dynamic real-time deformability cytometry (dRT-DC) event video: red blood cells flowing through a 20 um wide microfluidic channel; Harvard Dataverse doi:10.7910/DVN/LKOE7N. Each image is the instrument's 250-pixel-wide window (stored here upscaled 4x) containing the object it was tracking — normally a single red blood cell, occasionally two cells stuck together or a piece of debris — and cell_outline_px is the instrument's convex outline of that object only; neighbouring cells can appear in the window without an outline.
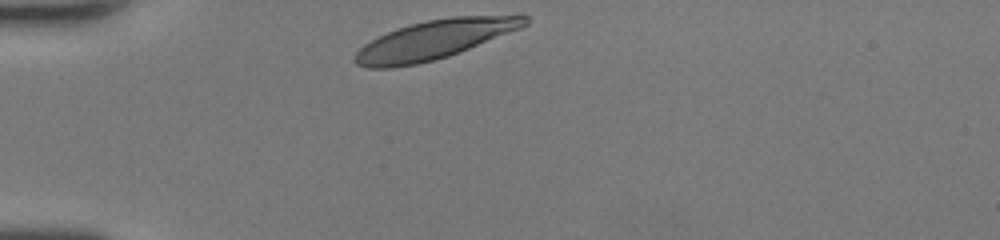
{"species": "human", "species_latin": "Homo sapiens", "temperature_condition": "room temperature", "stored_images_in_passage": 27, "camera_frame_rate_fps": 3000, "um_per_image_px": 0.085, "donor": {"sex": "female"}, "frame": {"image": 1, "passage_image": 1, "time_ms": 0.0, "image_size_px": [1000, 240], "cell_outline_px": [[528, 24], [520, 28], [448, 56], [416, 64], [392, 68], [368, 68], [356, 64], [352, 60], [356, 52], [364, 44], [388, 32], [412, 24], [428, 20], [452, 16], [520, 12], [524, 12], [528, 16]], "centroid_in_image_um": [37.03, 3.32], "position_along_channel_um": 48.0, "area_um2": 38.84}}
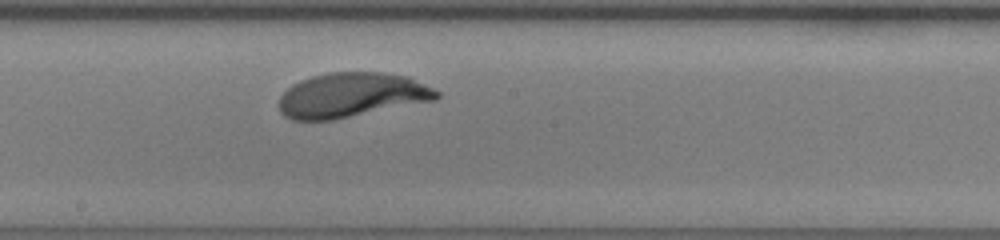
{"frame": {"image": 2, "passage_image": 15, "time_ms": 4.667, "image_size_px": [1000, 240], "cell_outline_px": [[440, 96], [436, 100], [332, 120], [292, 120], [284, 116], [280, 112], [280, 96], [292, 84], [300, 80], [312, 76], [328, 72], [384, 72], [408, 76], [440, 92]], "centroid_in_image_um": [29.88, 8.08], "position_along_channel_um": 218.3, "area_um2": 41.04}}
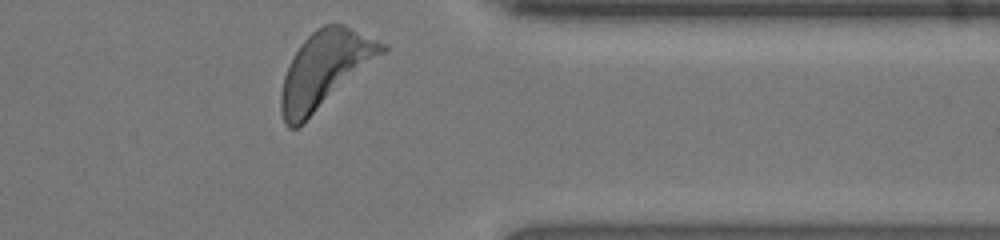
{"frame": {"image": 3, "passage_image": 27, "time_ms": 8.667, "image_size_px": [1000, 240], "cell_outline_px": [[388, 48], [384, 52], [304, 124], [296, 128], [288, 128], [284, 124], [280, 108], [280, 92], [284, 76], [300, 44], [316, 28], [324, 24], [344, 24], [384, 44]], "centroid_in_image_um": [27.57, 5.94], "position_along_channel_um": 383.8, "area_um2": 44.33}, "authors_computed_cell_mechanics": {"area_um2": 40.3444, "velocity_mm_per_s": 4.2923, "shape_relaxation_time_tau1_ms": 2.1214, "shape_relaxation_time_tau2_ms": null, "deformation_change_tau1": 0.1434, "deformation_change_tau2": null}}